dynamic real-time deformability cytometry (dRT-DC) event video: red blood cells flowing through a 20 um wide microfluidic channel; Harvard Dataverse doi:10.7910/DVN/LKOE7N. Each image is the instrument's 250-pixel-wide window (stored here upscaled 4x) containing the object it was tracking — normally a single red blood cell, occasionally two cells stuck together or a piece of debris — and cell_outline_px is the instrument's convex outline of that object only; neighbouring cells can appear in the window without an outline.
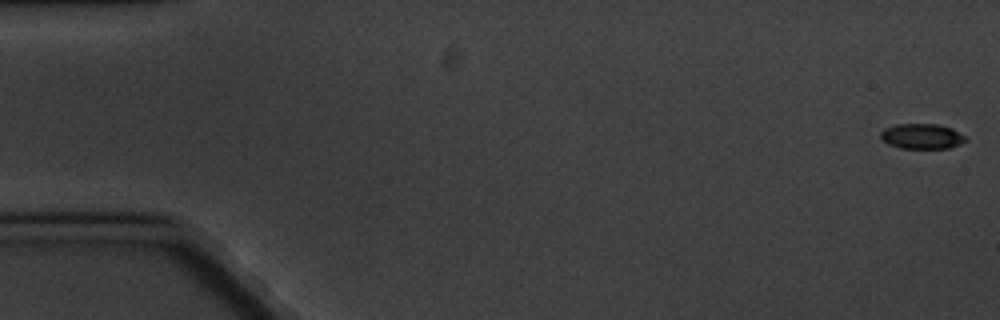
{"species": "common noctule bat (a hibernating species)", "species_latin": "Nyctalus noctula", "temperature_condition": "cold", "stored_images_in_passage": 6, "camera_frame_rate_fps": 3000, "um_per_image_px": 0.085, "animal": {"sex": "male", "body_mass_g": 20.1, "forearm_length_mm": 53.5}, "frame": {"image": 1, "passage_image": 1, "time_ms": 0.0, "image_size_px": [1000, 320], "cell_outline_px": [[968, 140], [960, 144], [948, 148], [900, 148], [888, 144], [880, 136], [880, 132], [884, 128], [896, 124], [936, 124], [952, 128], [964, 136]], "centroid_in_image_um": [78.35, 11.58], "position_along_channel_um": 6.7, "area_um2": 12.43}}
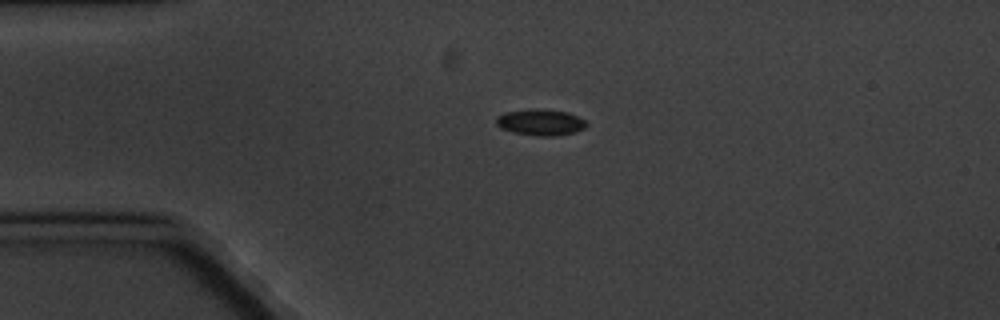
{"frame": {"image": 2, "passage_image": 4, "time_ms": 4.333, "image_size_px": [1000, 320], "cell_outline_px": [[588, 124], [584, 128], [576, 132], [556, 136], [536, 136], [512, 132], [500, 128], [496, 124], [496, 116], [504, 112], [528, 108], [536, 108], [568, 112], [584, 120]], "centroid_in_image_um": [45.91, 10.39], "position_along_channel_um": 39.1, "area_um2": 14.05}}